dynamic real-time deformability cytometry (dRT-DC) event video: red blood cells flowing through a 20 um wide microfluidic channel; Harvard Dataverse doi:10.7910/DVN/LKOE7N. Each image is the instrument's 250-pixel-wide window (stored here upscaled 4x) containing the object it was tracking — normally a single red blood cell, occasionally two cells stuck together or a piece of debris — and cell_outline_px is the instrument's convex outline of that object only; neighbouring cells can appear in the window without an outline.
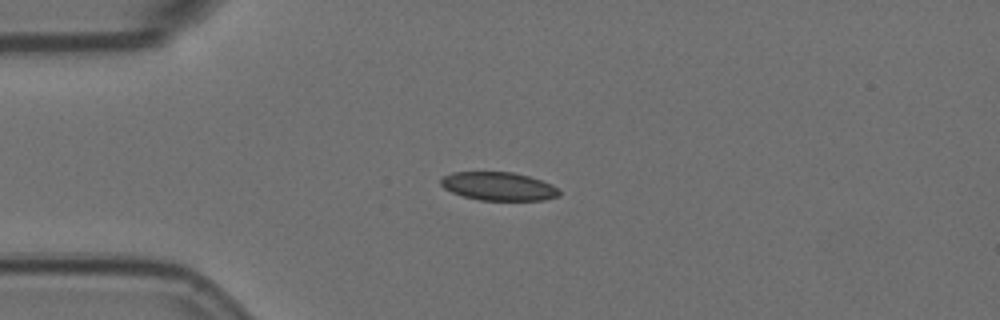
{"species": "Egyptian fruit bat (a non-hibernating species)", "species_latin": "Rousettus aegyptiacus", "temperature_condition": "room temperature", "stored_images_in_passage": 7, "camera_frame_rate_fps": 3000, "um_per_image_px": 0.085, "animal": {"sex": "female"}, "frame": {"image": 1, "passage_image": 2, "time_ms": 0.333, "image_size_px": [1000, 320], "cell_outline_px": [[560, 196], [544, 200], [480, 200], [464, 196], [452, 192], [444, 188], [440, 184], [440, 180], [444, 176], [452, 172], [512, 172], [528, 176], [552, 184], [560, 192]], "centroid_in_image_um": [42.37, 15.83], "position_along_channel_um": 42.6, "area_um2": 19.48}}
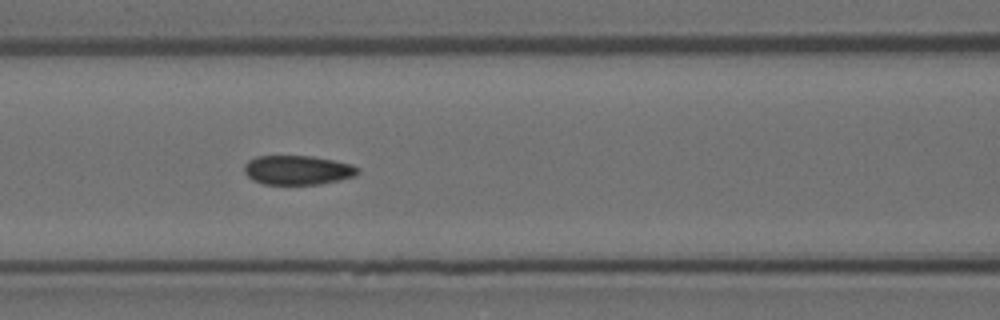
{"frame": {"image": 2, "passage_image": 5, "time_ms": 1.333, "image_size_px": [1000, 320], "cell_outline_px": [[360, 172], [356, 176], [340, 180], [320, 184], [264, 184], [252, 180], [244, 172], [244, 164], [248, 160], [256, 156], [312, 156], [352, 164], [360, 168]], "centroid_in_image_um": [25.31, 14.46], "position_along_channel_um": 141.3, "area_um2": 19.54}}
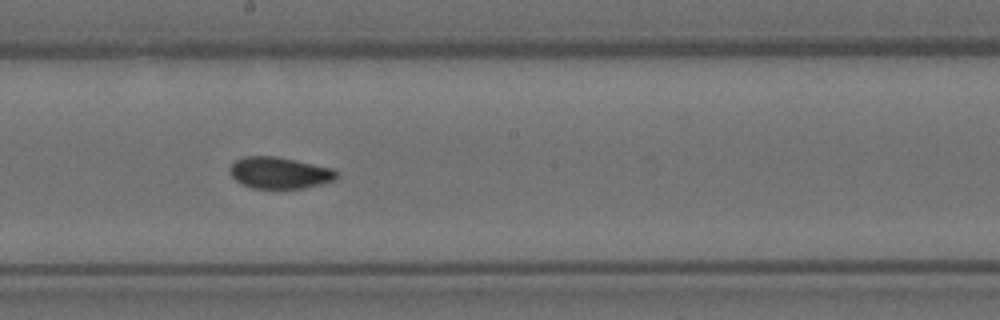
{"frame": {"image": 3, "passage_image": 7, "time_ms": 2.0, "image_size_px": [1000, 320], "cell_outline_px": [[340, 176], [332, 180], [320, 184], [304, 188], [252, 188], [236, 180], [228, 172], [228, 168], [236, 160], [244, 156], [276, 156], [296, 160], [332, 168]], "centroid_in_image_um": [23.74, 14.68], "position_along_channel_um": 224.5, "area_um2": 19.54}}